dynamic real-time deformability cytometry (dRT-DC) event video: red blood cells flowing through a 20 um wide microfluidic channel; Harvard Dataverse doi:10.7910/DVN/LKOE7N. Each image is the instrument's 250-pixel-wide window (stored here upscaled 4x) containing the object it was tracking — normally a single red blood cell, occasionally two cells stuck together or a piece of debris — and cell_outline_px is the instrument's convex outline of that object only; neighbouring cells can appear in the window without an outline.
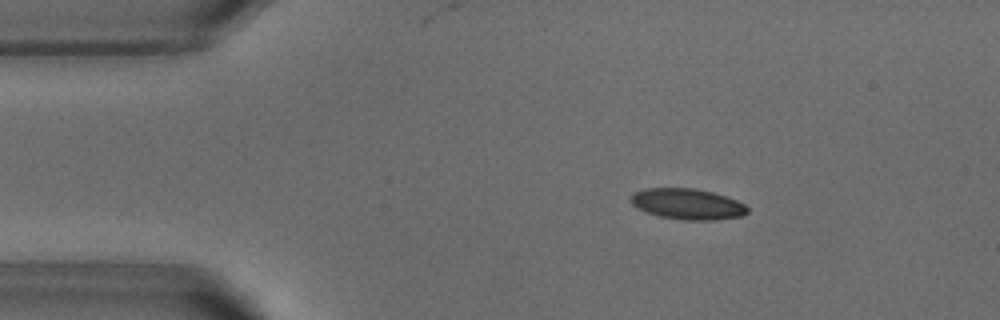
{"species": "common noctule bat (a hibernating species)", "species_latin": "Nyctalus noctula", "temperature_condition": "warm", "stored_images_in_passage": 51, "camera_frame_rate_fps": 3000, "um_per_image_px": 0.085, "animal": {"sex": "male", "body_mass_g": 18.8}, "frame": {"image": 1, "passage_image": 7, "time_ms": 2.0, "image_size_px": [1000, 320], "cell_outline_px": [[748, 212], [740, 216], [712, 220], [684, 220], [660, 216], [648, 212], [632, 204], [632, 196], [636, 192], [644, 188], [696, 188], [728, 196], [744, 204], [748, 208]], "centroid_in_image_um": [58.48, 17.33], "position_along_channel_um": 26.5, "area_um2": 20.69}}
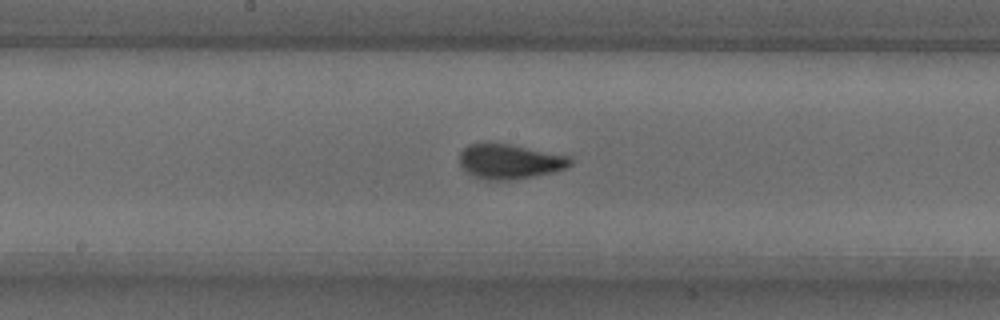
{"frame": {"image": 2, "passage_image": 25, "time_ms": 8.0, "image_size_px": [1000, 320], "cell_outline_px": [[572, 164], [568, 168], [552, 172], [516, 180], [484, 180], [468, 172], [460, 164], [460, 152], [468, 144], [488, 140], [512, 144], [572, 156]], "centroid_in_image_um": [43.34, 13.69], "position_along_channel_um": 204.9, "area_um2": 23.18}}
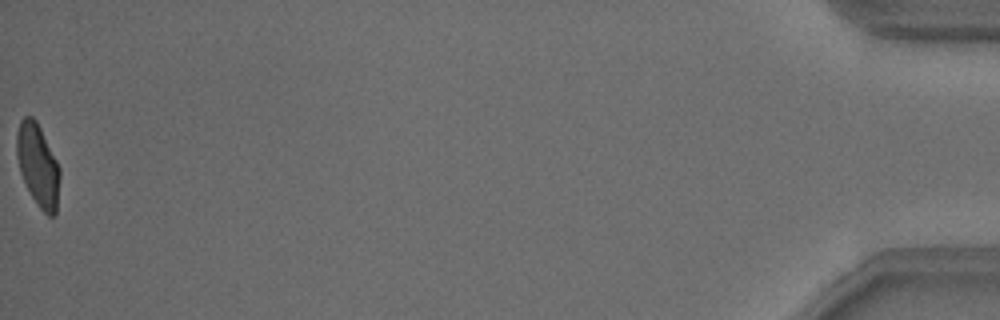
{"frame": {"image": 3, "passage_image": 51, "time_ms": 16.667, "image_size_px": [1000, 320], "cell_outline_px": [[60, 176], [56, 216], [48, 216], [36, 204], [20, 172], [16, 156], [16, 136], [20, 120], [24, 116], [32, 116], [36, 120], [60, 168]], "centroid_in_image_um": [3.22, 14.05], "position_along_channel_um": 432.0, "area_um2": 20.63}, "authors_computed_cell_mechanics": {"area_um2": 21.386, "velocity_mm_per_s": 3.8284, "shape_relaxation_time_tau1_ms": 4.7613, "shape_relaxation_time_tau2_ms": null, "deformation_change_tau1": 0.158, "deformation_change_tau2": null}}